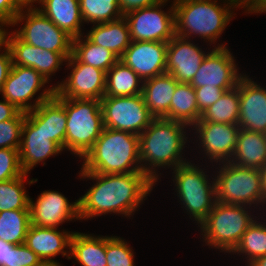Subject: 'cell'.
Here are the masks:
<instances>
[{"mask_svg":"<svg viewBox=\"0 0 266 266\" xmlns=\"http://www.w3.org/2000/svg\"><path fill=\"white\" fill-rule=\"evenodd\" d=\"M78 178L92 180L93 185L78 198L80 220L108 214L130 219L150 196L155 183L144 172L100 174L79 172ZM95 182V183H94Z\"/></svg>","mask_w":266,"mask_h":266,"instance_id":"1","label":"cell"},{"mask_svg":"<svg viewBox=\"0 0 266 266\" xmlns=\"http://www.w3.org/2000/svg\"><path fill=\"white\" fill-rule=\"evenodd\" d=\"M49 83L34 68L12 65L3 85L1 96L19 111L27 113L54 96L55 87L51 84L49 87L45 86ZM37 93L38 96L34 99Z\"/></svg>","mask_w":266,"mask_h":266,"instance_id":"10","label":"cell"},{"mask_svg":"<svg viewBox=\"0 0 266 266\" xmlns=\"http://www.w3.org/2000/svg\"><path fill=\"white\" fill-rule=\"evenodd\" d=\"M198 45L191 39L177 35L168 42L166 72L170 73L178 82L190 83L209 52L202 50V45Z\"/></svg>","mask_w":266,"mask_h":266,"instance_id":"21","label":"cell"},{"mask_svg":"<svg viewBox=\"0 0 266 266\" xmlns=\"http://www.w3.org/2000/svg\"><path fill=\"white\" fill-rule=\"evenodd\" d=\"M3 100V101H2ZM0 100V122L13 119L20 111L6 99Z\"/></svg>","mask_w":266,"mask_h":266,"instance_id":"45","label":"cell"},{"mask_svg":"<svg viewBox=\"0 0 266 266\" xmlns=\"http://www.w3.org/2000/svg\"><path fill=\"white\" fill-rule=\"evenodd\" d=\"M196 93L190 83L178 82L169 109V119L188 125L190 128L201 119Z\"/></svg>","mask_w":266,"mask_h":266,"instance_id":"30","label":"cell"},{"mask_svg":"<svg viewBox=\"0 0 266 266\" xmlns=\"http://www.w3.org/2000/svg\"><path fill=\"white\" fill-rule=\"evenodd\" d=\"M7 27V29L5 28ZM11 27L9 24L0 21V51L7 46V35H8V28Z\"/></svg>","mask_w":266,"mask_h":266,"instance_id":"49","label":"cell"},{"mask_svg":"<svg viewBox=\"0 0 266 266\" xmlns=\"http://www.w3.org/2000/svg\"><path fill=\"white\" fill-rule=\"evenodd\" d=\"M54 97L67 114L65 151L82 159L104 129L100 100Z\"/></svg>","mask_w":266,"mask_h":266,"instance_id":"7","label":"cell"},{"mask_svg":"<svg viewBox=\"0 0 266 266\" xmlns=\"http://www.w3.org/2000/svg\"><path fill=\"white\" fill-rule=\"evenodd\" d=\"M143 80L130 67L118 60L106 72L104 97H125L142 94Z\"/></svg>","mask_w":266,"mask_h":266,"instance_id":"29","label":"cell"},{"mask_svg":"<svg viewBox=\"0 0 266 266\" xmlns=\"http://www.w3.org/2000/svg\"><path fill=\"white\" fill-rule=\"evenodd\" d=\"M231 163L262 169L266 165V134L240 129Z\"/></svg>","mask_w":266,"mask_h":266,"instance_id":"26","label":"cell"},{"mask_svg":"<svg viewBox=\"0 0 266 266\" xmlns=\"http://www.w3.org/2000/svg\"><path fill=\"white\" fill-rule=\"evenodd\" d=\"M173 0L175 35L193 40L201 38L212 48L227 47L217 43L237 13L231 0ZM224 3V4H223ZM218 39V40H217ZM217 46H216V45Z\"/></svg>","mask_w":266,"mask_h":266,"instance_id":"3","label":"cell"},{"mask_svg":"<svg viewBox=\"0 0 266 266\" xmlns=\"http://www.w3.org/2000/svg\"><path fill=\"white\" fill-rule=\"evenodd\" d=\"M259 214L262 213H257L255 208L216 201L207 218L197 226L200 227L198 231L202 235L200 239L203 238L201 241L205 242L203 245L208 248L218 249L229 255L248 227L260 217Z\"/></svg>","mask_w":266,"mask_h":266,"instance_id":"6","label":"cell"},{"mask_svg":"<svg viewBox=\"0 0 266 266\" xmlns=\"http://www.w3.org/2000/svg\"><path fill=\"white\" fill-rule=\"evenodd\" d=\"M67 114L64 106L53 96L42 102L36 108V127L49 136L63 151H65Z\"/></svg>","mask_w":266,"mask_h":266,"instance_id":"28","label":"cell"},{"mask_svg":"<svg viewBox=\"0 0 266 266\" xmlns=\"http://www.w3.org/2000/svg\"><path fill=\"white\" fill-rule=\"evenodd\" d=\"M188 131L191 132L190 127L184 123L166 118H154L139 135L142 172L155 184L161 181L160 177L163 174L159 171L161 168L165 170L170 168L171 172L190 161L184 154L186 145L191 142L188 140L191 136Z\"/></svg>","mask_w":266,"mask_h":266,"instance_id":"2","label":"cell"},{"mask_svg":"<svg viewBox=\"0 0 266 266\" xmlns=\"http://www.w3.org/2000/svg\"><path fill=\"white\" fill-rule=\"evenodd\" d=\"M199 112L202 114L217 102L225 91L231 89H221L219 87H197L194 88Z\"/></svg>","mask_w":266,"mask_h":266,"instance_id":"41","label":"cell"},{"mask_svg":"<svg viewBox=\"0 0 266 266\" xmlns=\"http://www.w3.org/2000/svg\"><path fill=\"white\" fill-rule=\"evenodd\" d=\"M65 67L71 72L61 82L54 84L55 92L60 97L96 100L104 97L105 71L81 63L73 54L67 59Z\"/></svg>","mask_w":266,"mask_h":266,"instance_id":"14","label":"cell"},{"mask_svg":"<svg viewBox=\"0 0 266 266\" xmlns=\"http://www.w3.org/2000/svg\"><path fill=\"white\" fill-rule=\"evenodd\" d=\"M170 0L133 11L124 16L130 29L131 41L169 42L175 36L174 3L162 10Z\"/></svg>","mask_w":266,"mask_h":266,"instance_id":"13","label":"cell"},{"mask_svg":"<svg viewBox=\"0 0 266 266\" xmlns=\"http://www.w3.org/2000/svg\"><path fill=\"white\" fill-rule=\"evenodd\" d=\"M41 0H17L21 7H35V3H40Z\"/></svg>","mask_w":266,"mask_h":266,"instance_id":"51","label":"cell"},{"mask_svg":"<svg viewBox=\"0 0 266 266\" xmlns=\"http://www.w3.org/2000/svg\"><path fill=\"white\" fill-rule=\"evenodd\" d=\"M84 35L94 44L111 50L119 58L131 43L130 29L126 18L102 24H94Z\"/></svg>","mask_w":266,"mask_h":266,"instance_id":"25","label":"cell"},{"mask_svg":"<svg viewBox=\"0 0 266 266\" xmlns=\"http://www.w3.org/2000/svg\"><path fill=\"white\" fill-rule=\"evenodd\" d=\"M245 73L238 81L240 129L266 133V87Z\"/></svg>","mask_w":266,"mask_h":266,"instance_id":"19","label":"cell"},{"mask_svg":"<svg viewBox=\"0 0 266 266\" xmlns=\"http://www.w3.org/2000/svg\"><path fill=\"white\" fill-rule=\"evenodd\" d=\"M228 47L212 48L204 57L190 84L197 87L233 89L244 75Z\"/></svg>","mask_w":266,"mask_h":266,"instance_id":"15","label":"cell"},{"mask_svg":"<svg viewBox=\"0 0 266 266\" xmlns=\"http://www.w3.org/2000/svg\"><path fill=\"white\" fill-rule=\"evenodd\" d=\"M84 24H102L123 17L118 0H79Z\"/></svg>","mask_w":266,"mask_h":266,"instance_id":"36","label":"cell"},{"mask_svg":"<svg viewBox=\"0 0 266 266\" xmlns=\"http://www.w3.org/2000/svg\"><path fill=\"white\" fill-rule=\"evenodd\" d=\"M266 14V0H259V2L247 14Z\"/></svg>","mask_w":266,"mask_h":266,"instance_id":"50","label":"cell"},{"mask_svg":"<svg viewBox=\"0 0 266 266\" xmlns=\"http://www.w3.org/2000/svg\"><path fill=\"white\" fill-rule=\"evenodd\" d=\"M199 165L190 160L171 172L176 192L174 195L177 194L181 208L198 226L207 218L217 201L214 172L210 173L212 170H208L206 163L204 166L202 163Z\"/></svg>","mask_w":266,"mask_h":266,"instance_id":"5","label":"cell"},{"mask_svg":"<svg viewBox=\"0 0 266 266\" xmlns=\"http://www.w3.org/2000/svg\"><path fill=\"white\" fill-rule=\"evenodd\" d=\"M23 174L19 160V149H0V182L12 180Z\"/></svg>","mask_w":266,"mask_h":266,"instance_id":"39","label":"cell"},{"mask_svg":"<svg viewBox=\"0 0 266 266\" xmlns=\"http://www.w3.org/2000/svg\"><path fill=\"white\" fill-rule=\"evenodd\" d=\"M132 247L123 237L106 236L107 266H135Z\"/></svg>","mask_w":266,"mask_h":266,"instance_id":"37","label":"cell"},{"mask_svg":"<svg viewBox=\"0 0 266 266\" xmlns=\"http://www.w3.org/2000/svg\"><path fill=\"white\" fill-rule=\"evenodd\" d=\"M39 266H63L58 262H42Z\"/></svg>","mask_w":266,"mask_h":266,"instance_id":"53","label":"cell"},{"mask_svg":"<svg viewBox=\"0 0 266 266\" xmlns=\"http://www.w3.org/2000/svg\"><path fill=\"white\" fill-rule=\"evenodd\" d=\"M209 166L215 168L213 172L218 202L245 205L258 209L257 212L262 211L260 169L240 167L231 162Z\"/></svg>","mask_w":266,"mask_h":266,"instance_id":"8","label":"cell"},{"mask_svg":"<svg viewBox=\"0 0 266 266\" xmlns=\"http://www.w3.org/2000/svg\"><path fill=\"white\" fill-rule=\"evenodd\" d=\"M59 191L45 190L36 198L29 197V213L32 225L38 227L56 228L66 221H80L78 199L69 202Z\"/></svg>","mask_w":266,"mask_h":266,"instance_id":"16","label":"cell"},{"mask_svg":"<svg viewBox=\"0 0 266 266\" xmlns=\"http://www.w3.org/2000/svg\"><path fill=\"white\" fill-rule=\"evenodd\" d=\"M104 127L140 135L154 117L142 94L125 97H103L100 100Z\"/></svg>","mask_w":266,"mask_h":266,"instance_id":"12","label":"cell"},{"mask_svg":"<svg viewBox=\"0 0 266 266\" xmlns=\"http://www.w3.org/2000/svg\"><path fill=\"white\" fill-rule=\"evenodd\" d=\"M240 114L239 88L225 91L220 99L208 107L198 122L238 124Z\"/></svg>","mask_w":266,"mask_h":266,"instance_id":"33","label":"cell"},{"mask_svg":"<svg viewBox=\"0 0 266 266\" xmlns=\"http://www.w3.org/2000/svg\"><path fill=\"white\" fill-rule=\"evenodd\" d=\"M28 174L24 173L22 176L12 180L0 182V212L10 210H29V194L25 187V182L32 185L38 179H29Z\"/></svg>","mask_w":266,"mask_h":266,"instance_id":"34","label":"cell"},{"mask_svg":"<svg viewBox=\"0 0 266 266\" xmlns=\"http://www.w3.org/2000/svg\"><path fill=\"white\" fill-rule=\"evenodd\" d=\"M261 172V206H262V214H264L266 210V165L260 169ZM265 209V210H264Z\"/></svg>","mask_w":266,"mask_h":266,"instance_id":"47","label":"cell"},{"mask_svg":"<svg viewBox=\"0 0 266 266\" xmlns=\"http://www.w3.org/2000/svg\"><path fill=\"white\" fill-rule=\"evenodd\" d=\"M25 43L48 51L61 53L66 59L72 55V40L64 30L55 25L36 7H22L11 27Z\"/></svg>","mask_w":266,"mask_h":266,"instance_id":"9","label":"cell"},{"mask_svg":"<svg viewBox=\"0 0 266 266\" xmlns=\"http://www.w3.org/2000/svg\"><path fill=\"white\" fill-rule=\"evenodd\" d=\"M69 259H74L81 266H107L106 235L73 232Z\"/></svg>","mask_w":266,"mask_h":266,"instance_id":"27","label":"cell"},{"mask_svg":"<svg viewBox=\"0 0 266 266\" xmlns=\"http://www.w3.org/2000/svg\"><path fill=\"white\" fill-rule=\"evenodd\" d=\"M248 266H266V255L255 259Z\"/></svg>","mask_w":266,"mask_h":266,"instance_id":"52","label":"cell"},{"mask_svg":"<svg viewBox=\"0 0 266 266\" xmlns=\"http://www.w3.org/2000/svg\"><path fill=\"white\" fill-rule=\"evenodd\" d=\"M79 172L125 174L142 172L139 136L104 127L93 147L80 159Z\"/></svg>","mask_w":266,"mask_h":266,"instance_id":"4","label":"cell"},{"mask_svg":"<svg viewBox=\"0 0 266 266\" xmlns=\"http://www.w3.org/2000/svg\"><path fill=\"white\" fill-rule=\"evenodd\" d=\"M74 231L30 225L26 234L25 245L30 248L42 262H57L58 254L70 258V240Z\"/></svg>","mask_w":266,"mask_h":266,"instance_id":"22","label":"cell"},{"mask_svg":"<svg viewBox=\"0 0 266 266\" xmlns=\"http://www.w3.org/2000/svg\"><path fill=\"white\" fill-rule=\"evenodd\" d=\"M41 259L25 244L8 248L6 266H39Z\"/></svg>","mask_w":266,"mask_h":266,"instance_id":"40","label":"cell"},{"mask_svg":"<svg viewBox=\"0 0 266 266\" xmlns=\"http://www.w3.org/2000/svg\"><path fill=\"white\" fill-rule=\"evenodd\" d=\"M168 42L131 41L119 58L145 81L166 73V51Z\"/></svg>","mask_w":266,"mask_h":266,"instance_id":"20","label":"cell"},{"mask_svg":"<svg viewBox=\"0 0 266 266\" xmlns=\"http://www.w3.org/2000/svg\"><path fill=\"white\" fill-rule=\"evenodd\" d=\"M190 130L193 133L190 132L192 139L189 140L192 142L196 139L192 143L193 145L196 143L197 153L199 156L203 155L202 159L205 158L206 164L215 165L230 161L235 152L237 135L240 130L238 124L197 122Z\"/></svg>","mask_w":266,"mask_h":266,"instance_id":"11","label":"cell"},{"mask_svg":"<svg viewBox=\"0 0 266 266\" xmlns=\"http://www.w3.org/2000/svg\"><path fill=\"white\" fill-rule=\"evenodd\" d=\"M64 152L49 136L44 133L42 127H36V108L26 113V118L21 129V145L19 148V160L22 171L29 174L36 165H46L47 158L57 156Z\"/></svg>","mask_w":266,"mask_h":266,"instance_id":"17","label":"cell"},{"mask_svg":"<svg viewBox=\"0 0 266 266\" xmlns=\"http://www.w3.org/2000/svg\"><path fill=\"white\" fill-rule=\"evenodd\" d=\"M177 83L178 81L167 72L143 81L142 96L154 118L169 119L171 99Z\"/></svg>","mask_w":266,"mask_h":266,"instance_id":"24","label":"cell"},{"mask_svg":"<svg viewBox=\"0 0 266 266\" xmlns=\"http://www.w3.org/2000/svg\"><path fill=\"white\" fill-rule=\"evenodd\" d=\"M21 9L17 0H0V21L11 26Z\"/></svg>","mask_w":266,"mask_h":266,"instance_id":"42","label":"cell"},{"mask_svg":"<svg viewBox=\"0 0 266 266\" xmlns=\"http://www.w3.org/2000/svg\"><path fill=\"white\" fill-rule=\"evenodd\" d=\"M35 7L72 38L85 33L79 0H41Z\"/></svg>","mask_w":266,"mask_h":266,"instance_id":"23","label":"cell"},{"mask_svg":"<svg viewBox=\"0 0 266 266\" xmlns=\"http://www.w3.org/2000/svg\"><path fill=\"white\" fill-rule=\"evenodd\" d=\"M7 47L12 56V65L34 68L49 82H51L52 76L56 75V72L60 71L59 69L67 62L61 53L29 45L13 31L8 32Z\"/></svg>","mask_w":266,"mask_h":266,"instance_id":"18","label":"cell"},{"mask_svg":"<svg viewBox=\"0 0 266 266\" xmlns=\"http://www.w3.org/2000/svg\"><path fill=\"white\" fill-rule=\"evenodd\" d=\"M236 9L245 10L243 13H248L258 2L259 0H231Z\"/></svg>","mask_w":266,"mask_h":266,"instance_id":"46","label":"cell"},{"mask_svg":"<svg viewBox=\"0 0 266 266\" xmlns=\"http://www.w3.org/2000/svg\"><path fill=\"white\" fill-rule=\"evenodd\" d=\"M260 216L263 221L257 217L242 235L238 245L230 253L231 255H242L240 259H246L243 260L246 266L255 259L266 255V218L264 214L263 216L260 214Z\"/></svg>","mask_w":266,"mask_h":266,"instance_id":"31","label":"cell"},{"mask_svg":"<svg viewBox=\"0 0 266 266\" xmlns=\"http://www.w3.org/2000/svg\"><path fill=\"white\" fill-rule=\"evenodd\" d=\"M11 66L12 56L9 48L6 46L2 51H0V94Z\"/></svg>","mask_w":266,"mask_h":266,"instance_id":"44","label":"cell"},{"mask_svg":"<svg viewBox=\"0 0 266 266\" xmlns=\"http://www.w3.org/2000/svg\"><path fill=\"white\" fill-rule=\"evenodd\" d=\"M15 245L5 242L0 239V266H6L7 256H8V248H13Z\"/></svg>","mask_w":266,"mask_h":266,"instance_id":"48","label":"cell"},{"mask_svg":"<svg viewBox=\"0 0 266 266\" xmlns=\"http://www.w3.org/2000/svg\"><path fill=\"white\" fill-rule=\"evenodd\" d=\"M162 0H118L119 8L123 16L142 9L158 4Z\"/></svg>","mask_w":266,"mask_h":266,"instance_id":"43","label":"cell"},{"mask_svg":"<svg viewBox=\"0 0 266 266\" xmlns=\"http://www.w3.org/2000/svg\"><path fill=\"white\" fill-rule=\"evenodd\" d=\"M30 225L29 210L1 211L0 239L14 245L24 244Z\"/></svg>","mask_w":266,"mask_h":266,"instance_id":"35","label":"cell"},{"mask_svg":"<svg viewBox=\"0 0 266 266\" xmlns=\"http://www.w3.org/2000/svg\"><path fill=\"white\" fill-rule=\"evenodd\" d=\"M26 118L25 112H19L13 119L0 122V149H19L21 129Z\"/></svg>","mask_w":266,"mask_h":266,"instance_id":"38","label":"cell"},{"mask_svg":"<svg viewBox=\"0 0 266 266\" xmlns=\"http://www.w3.org/2000/svg\"><path fill=\"white\" fill-rule=\"evenodd\" d=\"M72 54L81 62L107 72L119 57L91 42L84 34L72 40Z\"/></svg>","mask_w":266,"mask_h":266,"instance_id":"32","label":"cell"}]
</instances>
